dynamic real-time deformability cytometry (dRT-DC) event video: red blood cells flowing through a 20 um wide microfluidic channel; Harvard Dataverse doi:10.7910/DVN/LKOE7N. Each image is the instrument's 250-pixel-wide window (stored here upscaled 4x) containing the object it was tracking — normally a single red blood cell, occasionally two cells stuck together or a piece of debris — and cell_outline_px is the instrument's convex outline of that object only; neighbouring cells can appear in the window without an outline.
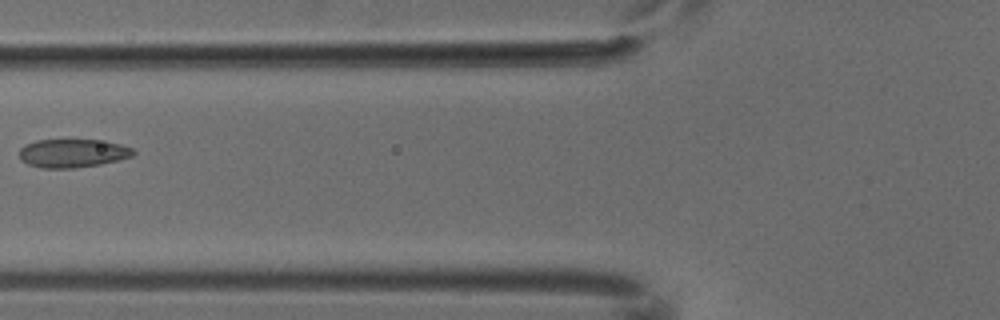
{"species": "common noctule bat (a hibernating species)", "species_latin": "Nyctalus noctula", "temperature_condition": "cold", "stored_images_in_passage": 4, "camera_frame_rate_fps": 3000, "um_per_image_px": 0.085, "animal": {"sex": "male", "body_mass_g": 18.8}, "frame": {"image": 1, "passage_image": 3, "time_ms": 0.667, "image_size_px": [1000, 320], "cell_outline_px": [[136, 152], [132, 156], [120, 160], [100, 164], [72, 168], [40, 168], [28, 164], [20, 160], [20, 148], [24, 144], [36, 140], [96, 140], [120, 144], [132, 148]], "centroid_in_image_um": [6.15, 13.03], "position_along_channel_um": 119.6, "area_um2": 18.9}}
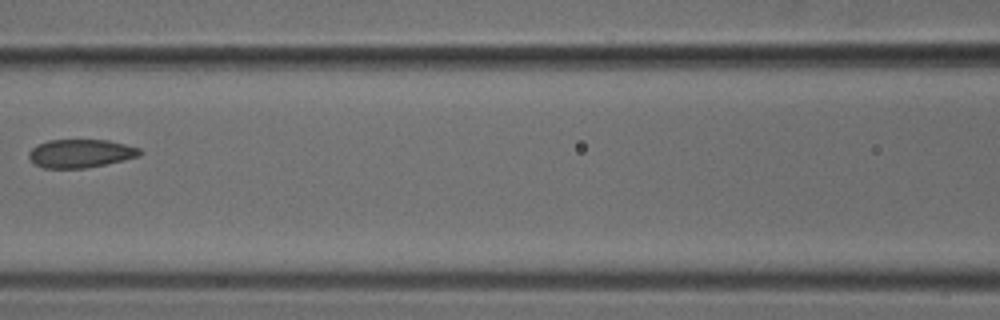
{"frame": {"image": 2, "passage_image": 4, "time_ms": 1.0, "image_size_px": [1000, 320], "cell_outline_px": [[144, 152], [140, 156], [124, 160], [84, 168], [44, 168], [32, 164], [28, 156], [28, 152], [36, 144], [48, 140], [108, 140], [140, 148]], "centroid_in_image_um": [6.82, 13.04], "position_along_channel_um": 159.8, "area_um2": 18.5}}